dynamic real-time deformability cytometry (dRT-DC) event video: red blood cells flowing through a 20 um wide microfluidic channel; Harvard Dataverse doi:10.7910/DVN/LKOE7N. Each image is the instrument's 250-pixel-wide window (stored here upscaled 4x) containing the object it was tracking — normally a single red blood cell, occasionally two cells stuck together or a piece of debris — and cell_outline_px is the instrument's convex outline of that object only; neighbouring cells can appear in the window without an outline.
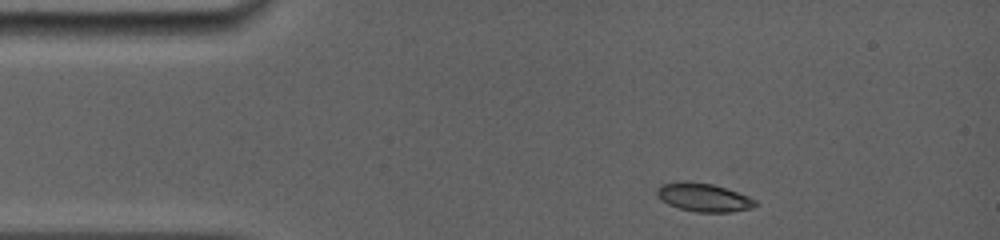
{"species": "common noctule bat (a hibernating species)", "species_latin": "Nyctalus noctula", "temperature_condition": "room temperature", "stored_images_in_passage": 22, "camera_frame_rate_fps": 5000, "um_per_image_px": 0.085, "animal": {"sex": "female", "body_mass_g": 19.0, "forearm_length_mm": 56.7}, "frame": {"image": 1, "passage_image": 1, "time_ms": 0.0, "image_size_px": [1000, 240], "cell_outline_px": [[756, 204], [752, 208], [732, 212], [696, 212], [680, 208], [668, 204], [660, 200], [656, 196], [656, 188], [660, 184], [680, 180], [712, 184], [748, 196], [756, 200]], "centroid_in_image_um": [59.74, 16.77], "position_along_channel_um": 25.3, "area_um2": 16.36}}
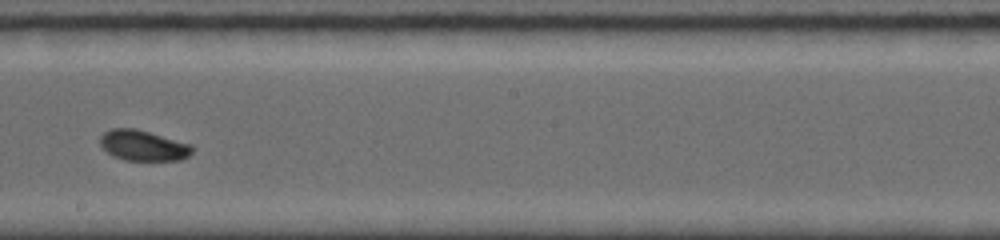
{"frame": {"image": 2, "passage_image": 13, "time_ms": 6.8, "image_size_px": [1000, 240], "cell_outline_px": [[192, 152], [188, 156], [180, 160], [124, 160], [112, 156], [100, 144], [100, 136], [104, 132], [112, 128], [136, 128], [192, 144]], "centroid_in_image_um": [12.16, 12.36], "position_along_channel_um": 236.0, "area_um2": 16.42}}
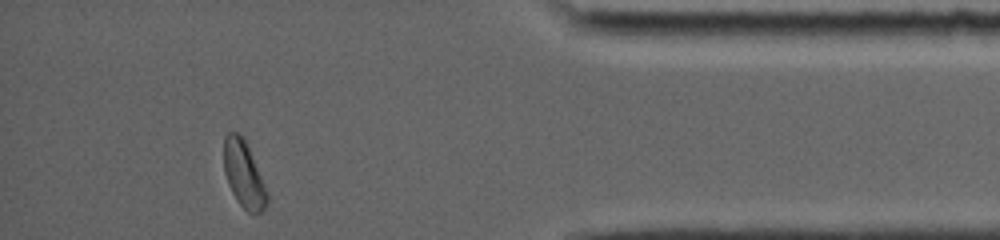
{"frame": {"image": 3, "passage_image": 22, "time_ms": 12.0, "image_size_px": [1000, 240], "cell_outline_px": [[268, 200], [264, 208], [260, 212], [248, 212], [236, 200], [228, 184], [224, 172], [224, 136], [228, 132], [236, 132], [244, 136], [264, 184], [268, 196]], "centroid_in_image_um": [20.7, 14.78], "position_along_channel_um": 414.5, "area_um2": 16.59}, "authors_computed_cell_mechanics": {"area_um2": 16.4441, "velocity_mm_per_s": 3.9156, "shape_relaxation_time_tau1_ms": 3.2969, "shape_relaxation_time_tau2_ms": null, "deformation_change_tau1": 0.0833, "deformation_change_tau2": null}}